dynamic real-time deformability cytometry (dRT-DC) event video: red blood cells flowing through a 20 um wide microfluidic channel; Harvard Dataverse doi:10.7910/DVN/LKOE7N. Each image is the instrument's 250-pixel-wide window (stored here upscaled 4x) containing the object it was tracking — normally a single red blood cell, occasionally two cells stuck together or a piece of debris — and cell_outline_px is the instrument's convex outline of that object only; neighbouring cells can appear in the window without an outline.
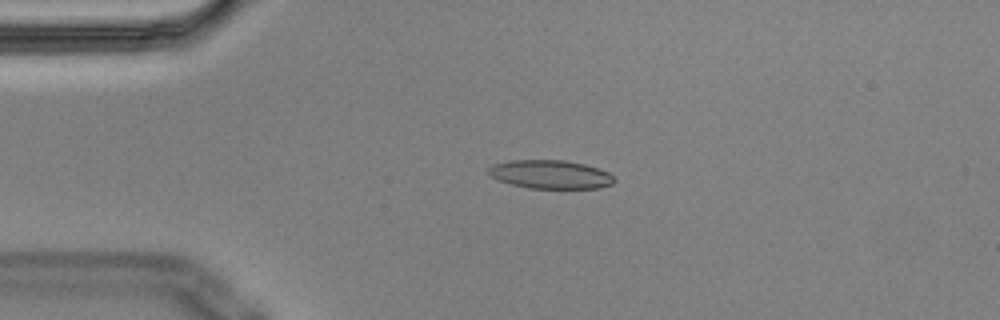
{"species": "Egyptian fruit bat (a non-hibernating species)", "species_latin": "Rousettus aegyptiacus", "temperature_condition": "cold", "stored_images_in_passage": 5, "camera_frame_rate_fps": 3000, "um_per_image_px": 0.085, "animal": {"sex": "male"}, "frame": {"image": 1, "passage_image": 4, "time_ms": 1.0, "image_size_px": [1000, 320], "cell_outline_px": [[616, 180], [612, 184], [600, 188], [528, 188], [512, 184], [500, 180], [492, 176], [488, 172], [488, 168], [492, 164], [508, 160], [564, 160], [584, 164], [608, 172]], "centroid_in_image_um": [46.78, 14.82], "position_along_channel_um": 38.2, "area_um2": 20.81}}